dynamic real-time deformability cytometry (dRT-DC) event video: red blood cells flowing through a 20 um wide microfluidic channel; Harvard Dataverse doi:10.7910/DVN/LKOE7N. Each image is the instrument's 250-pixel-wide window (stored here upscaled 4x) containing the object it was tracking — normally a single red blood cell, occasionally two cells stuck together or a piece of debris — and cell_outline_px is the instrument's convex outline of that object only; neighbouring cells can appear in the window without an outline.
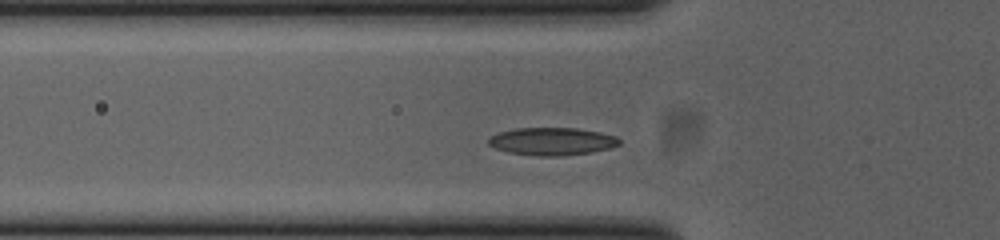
{"species": "common noctule bat (a hibernating species)", "species_latin": "Nyctalus noctula", "temperature_condition": "cold", "stored_images_in_passage": 33, "camera_frame_rate_fps": 3000, "um_per_image_px": 0.085, "animal": {"sex": "female", "body_mass_g": 23.0, "forearm_length_mm": 53.4}, "frame": {"image": 1, "passage_image": 4, "time_ms": 1.0, "image_size_px": [1000, 240], "cell_outline_px": [[620, 144], [612, 148], [592, 152], [560, 156], [536, 156], [508, 152], [496, 148], [488, 144], [488, 140], [492, 136], [500, 132], [516, 128], [576, 128], [600, 132], [616, 136], [620, 140]], "centroid_in_image_um": [46.96, 12.02], "position_along_channel_um": 78.8, "area_um2": 21.1}}
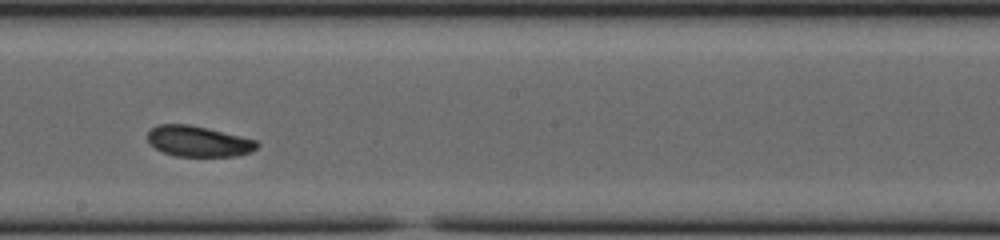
{"frame": {"image": 2, "passage_image": 16, "time_ms": 5.0, "image_size_px": [1000, 240], "cell_outline_px": [[260, 144], [256, 148], [248, 152], [236, 156], [176, 156], [164, 152], [156, 148], [148, 140], [148, 132], [156, 124], [188, 124], [208, 128], [256, 140]], "centroid_in_image_um": [16.86, 12.0], "position_along_channel_um": 231.3, "area_um2": 19.36}}
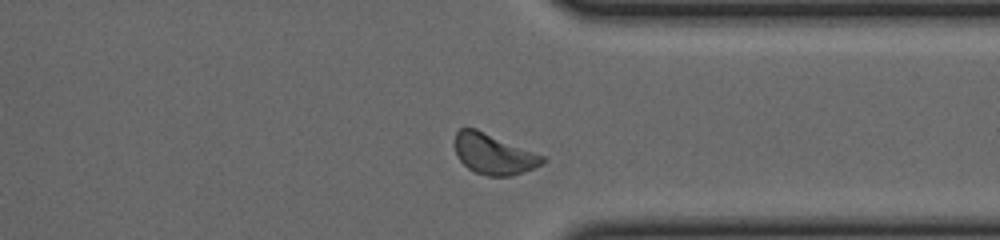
{"frame": {"image": 3, "passage_image": 27, "time_ms": 8.667, "image_size_px": [1000, 240], "cell_outline_px": [[548, 160], [544, 164], [508, 176], [488, 176], [472, 172], [456, 156], [456, 132], [460, 128], [476, 128], [544, 156]], "centroid_in_image_um": [41.96, 13.1], "position_along_channel_um": 369.4, "area_um2": 20.52}, "authors_computed_cell_mechanics": {"area_um2": 19.9988, "velocity_mm_per_s": 3.8085, "shape_relaxation_time_tau1_ms": 2.1444, "shape_relaxation_time_tau2_ms": 4.9967, "deformation_change_tau1": 0.0703, "deformation_change_tau2": 0.0859}}